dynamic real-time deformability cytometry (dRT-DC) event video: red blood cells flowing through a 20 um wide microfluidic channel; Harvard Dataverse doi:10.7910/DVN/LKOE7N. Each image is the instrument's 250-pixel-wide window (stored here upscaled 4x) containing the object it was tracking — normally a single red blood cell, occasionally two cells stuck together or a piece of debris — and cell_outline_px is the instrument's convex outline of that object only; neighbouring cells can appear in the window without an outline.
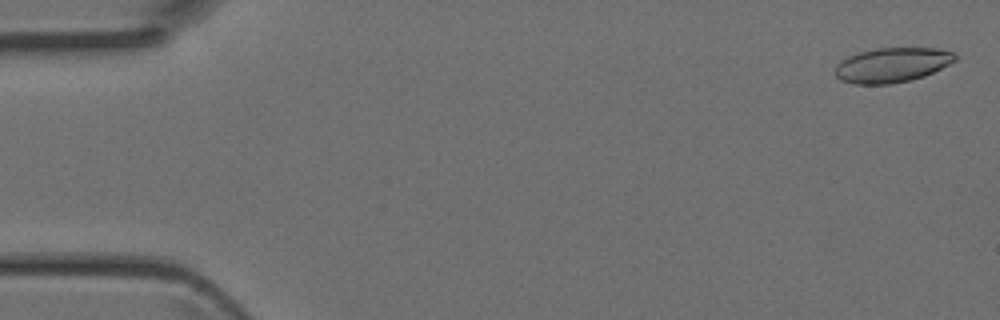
{"species": "Egyptian fruit bat (a non-hibernating species)", "species_latin": "Rousettus aegyptiacus", "temperature_condition": "room temperature", "stored_images_in_passage": 4, "camera_frame_rate_fps": 3000, "um_per_image_px": 0.085, "animal": {"sex": "female"}, "frame": {"image": 1, "passage_image": 1, "time_ms": 0.0, "image_size_px": [1000, 320], "cell_outline_px": [[956, 60], [924, 76], [908, 80], [888, 84], [856, 84], [840, 80], [836, 76], [836, 64], [840, 60], [848, 56], [860, 52], [876, 48], [936, 48], [956, 52]], "centroid_in_image_um": [75.81, 5.51], "position_along_channel_um": 9.2, "area_um2": 24.1}}
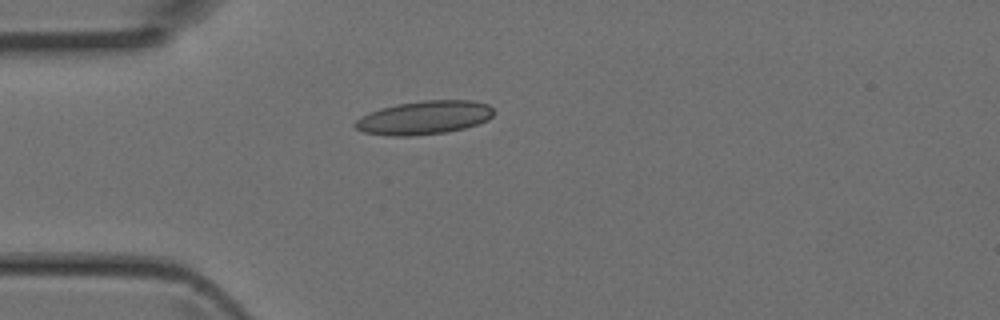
{"frame": {"image": 2, "passage_image": 4, "time_ms": 1.0, "image_size_px": [1000, 320], "cell_outline_px": [[496, 112], [488, 120], [464, 128], [444, 132], [408, 136], [392, 136], [364, 132], [356, 128], [352, 124], [360, 116], [368, 112], [380, 108], [396, 104], [424, 100], [472, 100], [488, 104]], "centroid_in_image_um": [36.04, 9.98], "position_along_channel_um": 49.0, "area_um2": 27.17}}